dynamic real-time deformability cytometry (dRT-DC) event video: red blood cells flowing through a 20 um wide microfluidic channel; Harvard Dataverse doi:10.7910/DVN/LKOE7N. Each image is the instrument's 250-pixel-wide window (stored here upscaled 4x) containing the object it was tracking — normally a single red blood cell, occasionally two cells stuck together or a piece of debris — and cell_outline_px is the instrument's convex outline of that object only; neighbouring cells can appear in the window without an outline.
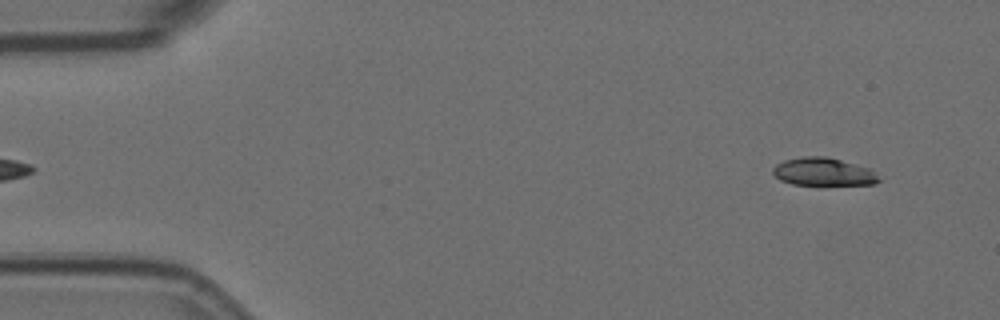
{"species": "Egyptian fruit bat (a non-hibernating species)", "species_latin": "Rousettus aegyptiacus", "temperature_condition": "room temperature", "stored_images_in_passage": 56, "camera_frame_rate_fps": 3000, "um_per_image_px": 0.085, "animal": {"sex": "female"}, "frame": {"image": 1, "passage_image": 3, "time_ms": 0.667, "image_size_px": [1000, 320], "cell_outline_px": [[880, 180], [876, 184], [792, 184], [780, 180], [772, 172], [772, 168], [776, 164], [784, 160], [800, 156], [828, 156], [868, 168]], "centroid_in_image_um": [69.92, 14.58], "position_along_channel_um": 15.1, "area_um2": 16.99}}
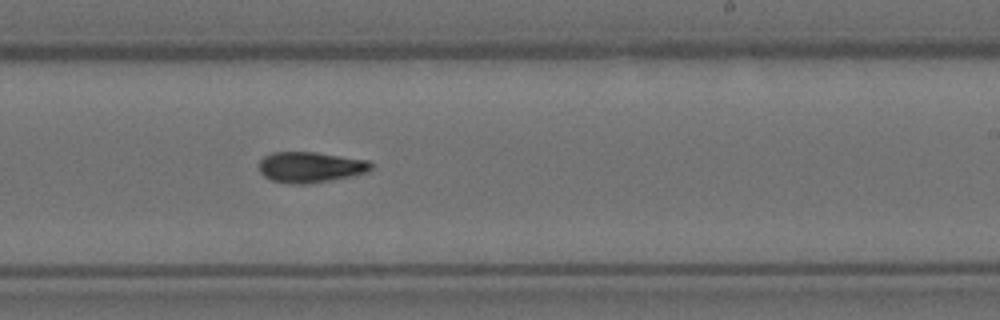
{"frame": {"image": 2, "passage_image": 33, "time_ms": 10.667, "image_size_px": [1000, 320], "cell_outline_px": [[372, 168], [368, 172], [352, 176], [308, 184], [292, 184], [272, 180], [264, 176], [260, 172], [260, 160], [264, 156], [272, 152], [316, 152], [368, 160], [372, 164]], "centroid_in_image_um": [26.39, 14.2], "position_along_channel_um": 262.6, "area_um2": 20.06}}
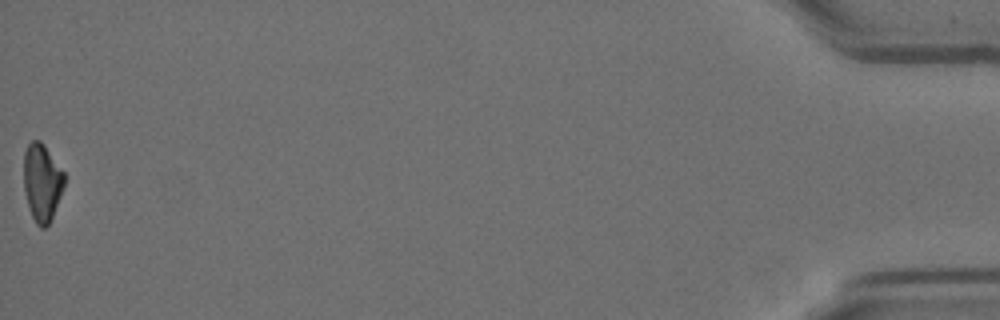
{"frame": {"image": 3, "passage_image": 56, "time_ms": 18.333, "image_size_px": [1000, 320], "cell_outline_px": [[64, 188], [52, 216], [48, 224], [44, 228], [40, 228], [36, 224], [28, 208], [24, 192], [24, 152], [28, 144], [32, 140], [40, 140], [44, 144], [64, 172]], "centroid_in_image_um": [3.56, 15.5], "position_along_channel_um": 431.6, "area_um2": 18.38}, "authors_computed_cell_mechanics": {"area_um2": 19.2185, "velocity_mm_per_s": 3.5413, "shape_relaxation_time_tau1_ms": 5.4815, "shape_relaxation_time_tau2_ms": 3.7946, "deformation_change_tau1": 0.1671, "deformation_change_tau2": 0.1027}}